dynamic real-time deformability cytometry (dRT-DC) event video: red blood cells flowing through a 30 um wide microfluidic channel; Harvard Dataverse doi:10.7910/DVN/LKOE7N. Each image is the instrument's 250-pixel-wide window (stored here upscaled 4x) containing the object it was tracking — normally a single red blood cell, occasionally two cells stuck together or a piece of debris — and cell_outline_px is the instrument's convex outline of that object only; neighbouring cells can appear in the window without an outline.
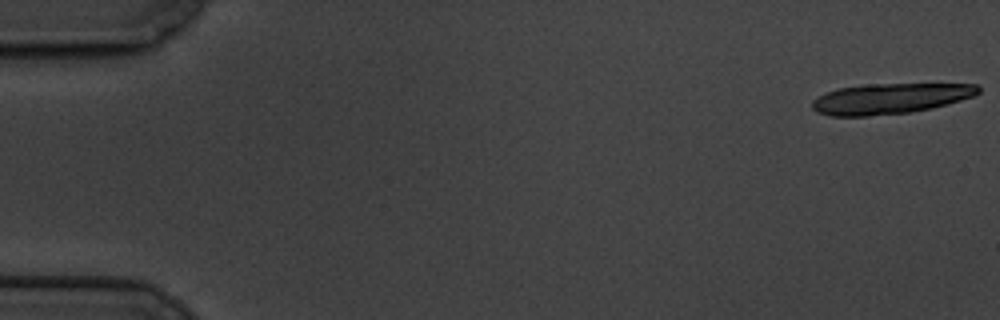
{"species": "common noctule bat (a hibernating species)", "species_latin": "Nyctalus noctula", "temperature_condition": "cold", "stored_images_in_passage": 20, "camera_frame_rate_fps": 3000, "um_per_image_px": 0.085, "animal": {"sex": "male", "body_mass_g": 19.5, "forearm_length_mm": 54.6}, "frame": {"image": 1, "passage_image": 1, "time_ms": 0.0, "image_size_px": [1000, 320], "cell_outline_px": [[980, 92], [972, 96], [948, 104], [932, 108], [908, 112], [868, 116], [832, 116], [816, 112], [812, 108], [812, 100], [828, 92], [840, 88], [868, 84], [976, 84], [980, 88]], "centroid_in_image_um": [75.65, 8.38], "position_along_channel_um": 9.3, "area_um2": 29.25}}